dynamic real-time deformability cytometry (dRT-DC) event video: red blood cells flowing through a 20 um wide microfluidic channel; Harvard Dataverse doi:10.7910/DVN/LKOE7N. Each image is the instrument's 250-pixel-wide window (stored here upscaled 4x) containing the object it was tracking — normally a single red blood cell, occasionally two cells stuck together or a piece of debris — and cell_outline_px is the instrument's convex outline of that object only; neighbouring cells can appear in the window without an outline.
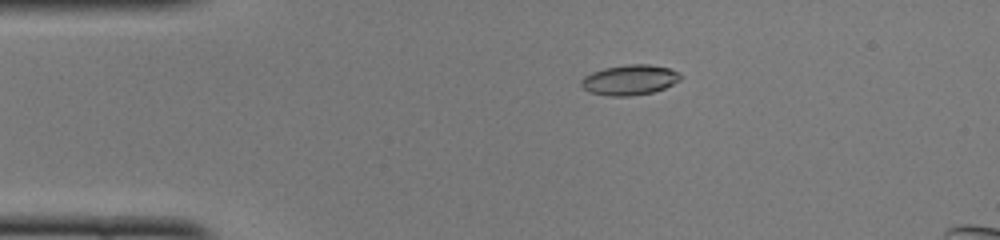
{"species": "common noctule bat (a hibernating species)", "species_latin": "Nyctalus noctula", "temperature_condition": "cold", "stored_images_in_passage": 51, "camera_frame_rate_fps": 3000, "um_per_image_px": 0.085, "animal": {"sex": "female", "body_mass_g": 22.0, "forearm_length_mm": 56.7}, "frame": {"image": 1, "passage_image": 10, "time_ms": 3.0, "image_size_px": [1000, 240], "cell_outline_px": [[680, 80], [664, 88], [652, 92], [628, 96], [608, 96], [588, 92], [580, 84], [580, 80], [584, 76], [592, 72], [604, 68], [628, 64], [648, 64], [668, 68], [676, 72], [680, 76]], "centroid_in_image_um": [53.46, 6.79], "position_along_channel_um": 31.5, "area_um2": 17.34}}
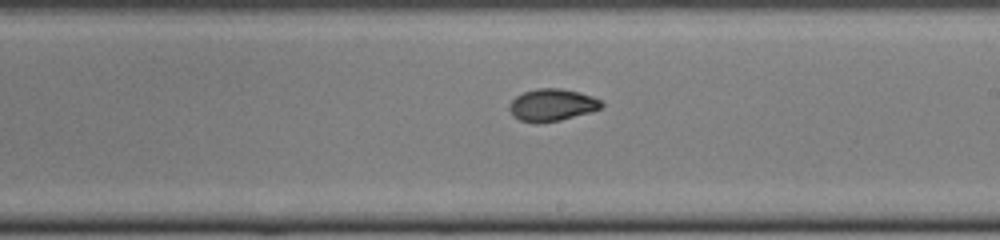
{"frame": {"image": 2, "passage_image": 29, "time_ms": 9.333, "image_size_px": [1000, 240], "cell_outline_px": [[604, 104], [600, 108], [592, 112], [560, 120], [536, 124], [520, 120], [512, 116], [508, 108], [512, 100], [516, 96], [524, 92], [540, 88], [560, 88], [580, 92], [592, 96], [600, 100]], "centroid_in_image_um": [46.92, 8.93], "position_along_channel_um": 242.1, "area_um2": 17.4}}
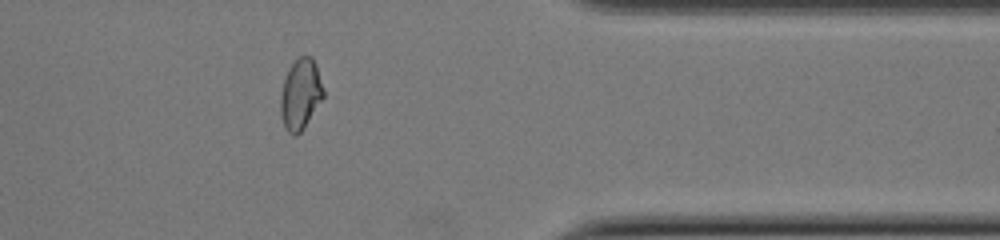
{"frame": {"image": 3, "passage_image": 41, "time_ms": 13.333, "image_size_px": [1000, 240], "cell_outline_px": [[324, 96], [304, 128], [296, 136], [292, 136], [284, 128], [280, 112], [280, 96], [284, 80], [288, 68], [300, 56], [312, 56], [316, 64], [324, 88]], "centroid_in_image_um": [25.54, 8.02], "position_along_channel_um": 385.9, "area_um2": 17.8}, "authors_computed_cell_mechanics": {"area_um2": 17.34, "velocity_mm_per_s": 3.9967, "shape_relaxation_time_tau1_ms": 4.1052, "shape_relaxation_time_tau2_ms": 1.571, "deformation_change_tau1": 0.1749, "deformation_change_tau2": 0.049}}